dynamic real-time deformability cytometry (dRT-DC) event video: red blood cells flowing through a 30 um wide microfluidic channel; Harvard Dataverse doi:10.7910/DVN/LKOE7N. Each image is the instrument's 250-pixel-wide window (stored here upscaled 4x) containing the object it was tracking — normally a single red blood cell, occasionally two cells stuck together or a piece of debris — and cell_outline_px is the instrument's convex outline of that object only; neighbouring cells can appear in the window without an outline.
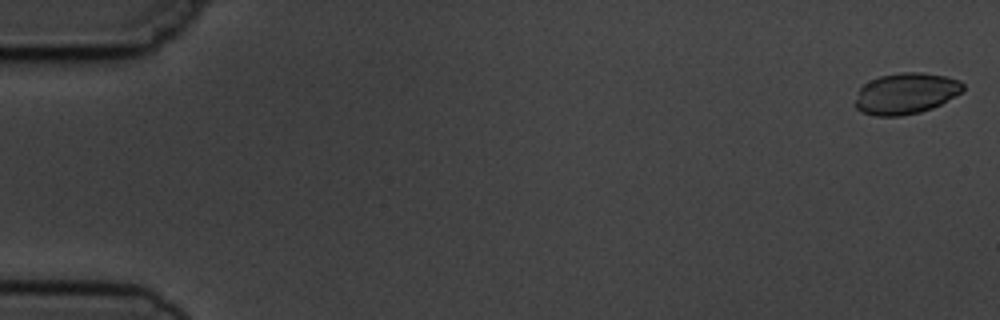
{"species": "common noctule bat (a hibernating species)", "species_latin": "Nyctalus noctula", "temperature_condition": "cold", "stored_images_in_passage": 7, "camera_frame_rate_fps": 3000, "um_per_image_px": 0.085, "animal": {"sex": "male", "body_mass_g": 19.5, "forearm_length_mm": 54.6}, "frame": {"image": 1, "passage_image": 1, "time_ms": 0.0, "image_size_px": [1000, 320], "cell_outline_px": [[964, 88], [956, 96], [932, 108], [920, 112], [900, 116], [876, 116], [860, 112], [852, 104], [860, 88], [864, 84], [880, 76], [900, 72], [920, 72], [944, 76], [960, 80], [964, 84]], "centroid_in_image_um": [76.97, 7.95], "position_along_channel_um": 8.0, "area_um2": 25.95}}
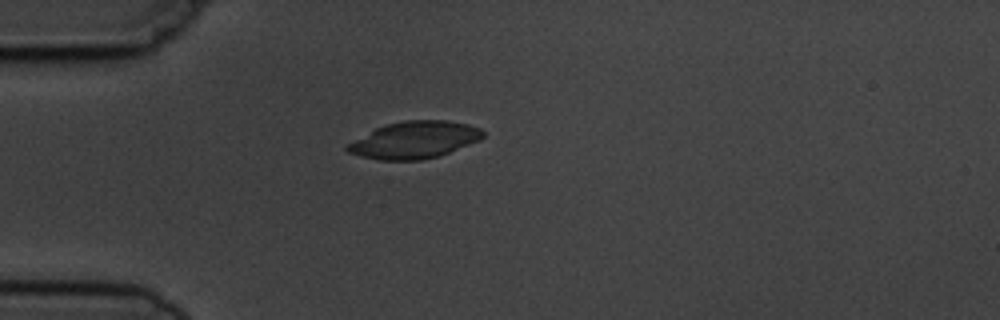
{"frame": {"image": 2, "passage_image": 5, "time_ms": 4.667, "image_size_px": [1000, 320], "cell_outline_px": [[484, 136], [480, 140], [440, 156], [424, 160], [380, 160], [360, 156], [348, 152], [344, 148], [348, 144], [376, 128], [388, 124], [404, 120], [448, 120], [468, 124], [480, 128], [484, 132]], "centroid_in_image_um": [35.27, 11.9], "position_along_channel_um": 49.7, "area_um2": 29.19}}
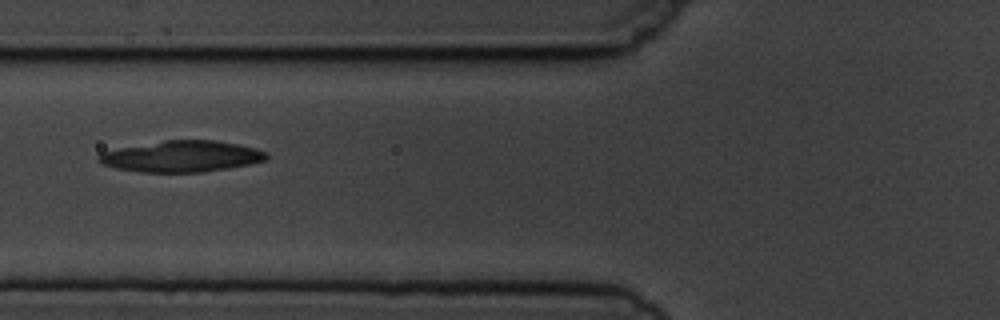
{"frame": {"image": 3, "passage_image": 7, "time_ms": 6.667, "image_size_px": [1000, 320], "cell_outline_px": [[268, 160], [228, 168], [204, 172], [140, 172], [112, 168], [100, 164], [96, 160], [96, 156], [100, 152], [120, 148], [164, 140], [216, 140], [256, 148], [268, 152]], "centroid_in_image_um": [15.4, 13.3], "position_along_channel_um": 110.4, "area_um2": 30.75}}